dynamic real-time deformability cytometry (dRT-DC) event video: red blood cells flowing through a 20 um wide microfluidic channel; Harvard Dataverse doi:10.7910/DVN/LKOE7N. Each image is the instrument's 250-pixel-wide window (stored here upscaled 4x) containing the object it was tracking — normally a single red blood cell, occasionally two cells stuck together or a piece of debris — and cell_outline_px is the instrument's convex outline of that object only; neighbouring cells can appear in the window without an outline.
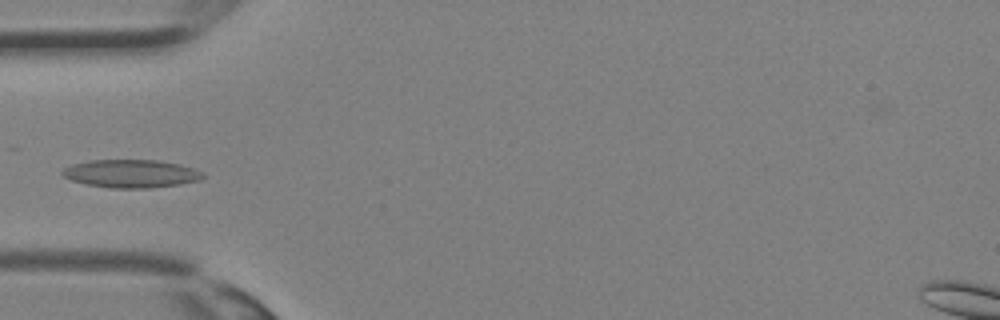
{"species": "Egyptian fruit bat (a non-hibernating species)", "species_latin": "Rousettus aegyptiacus", "temperature_condition": "room temperature", "stored_images_in_passage": 34, "camera_frame_rate_fps": 3000, "um_per_image_px": 0.085, "animal": {"sex": "female"}, "frame": {"image": 1, "passage_image": 11, "time_ms": 3.333, "image_size_px": [1000, 320], "cell_outline_px": [[204, 176], [200, 180], [180, 184], [148, 188], [112, 188], [88, 184], [72, 180], [64, 176], [60, 172], [64, 168], [72, 164], [88, 160], [156, 160], [180, 164], [204, 172]], "centroid_in_image_um": [11.15, 14.75], "position_along_channel_um": 73.8, "area_um2": 22.89}}
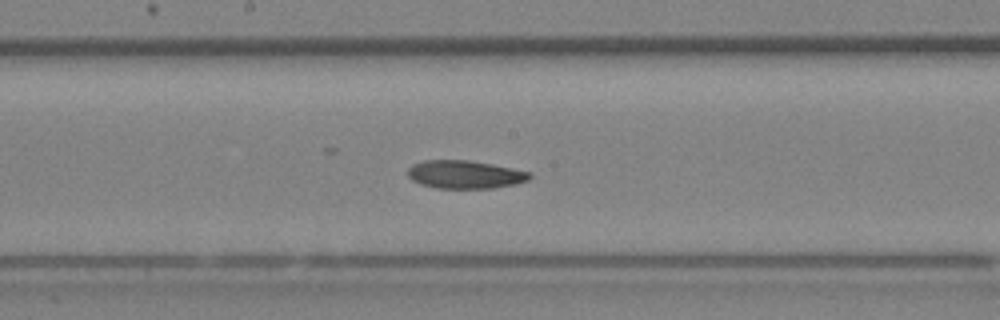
{"frame": {"image": 2, "passage_image": 18, "time_ms": 5.667, "image_size_px": [1000, 320], "cell_outline_px": [[532, 176], [528, 180], [512, 184], [492, 188], [436, 188], [420, 184], [412, 180], [408, 176], [408, 168], [412, 164], [424, 160], [468, 160], [492, 164], [532, 172]], "centroid_in_image_um": [39.5, 14.82], "position_along_channel_um": 208.7, "area_um2": 19.94}}
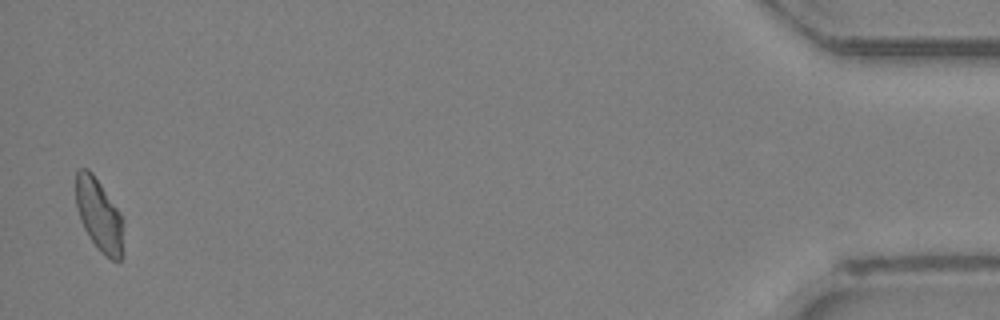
{"frame": {"image": 3, "passage_image": 34, "time_ms": 11.0, "image_size_px": [1000, 320], "cell_outline_px": [[124, 252], [120, 260], [112, 260], [100, 252], [88, 236], [80, 220], [76, 208], [76, 172], [80, 168], [88, 168], [92, 172], [124, 216]], "centroid_in_image_um": [8.47, 18.3], "position_along_channel_um": 426.7, "area_um2": 20.75}}